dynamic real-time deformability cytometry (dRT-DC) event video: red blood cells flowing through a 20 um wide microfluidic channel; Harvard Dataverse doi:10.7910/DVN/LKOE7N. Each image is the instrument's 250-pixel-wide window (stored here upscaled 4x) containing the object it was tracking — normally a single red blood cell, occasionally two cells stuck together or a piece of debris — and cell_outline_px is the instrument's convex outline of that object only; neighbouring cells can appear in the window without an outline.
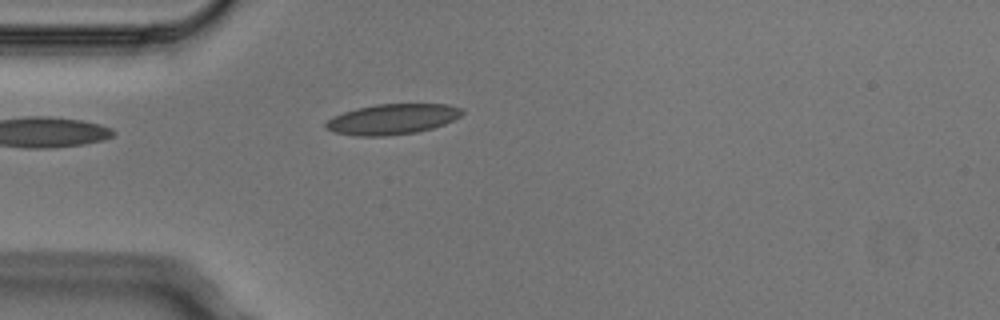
{"species": "Egyptian fruit bat (a non-hibernating species)", "species_latin": "Rousettus aegyptiacus", "temperature_condition": "cold", "stored_images_in_passage": 4, "camera_frame_rate_fps": 3000, "um_per_image_px": 0.085, "animal": {"sex": "male"}, "frame": {"image": 1, "passage_image": 4, "time_ms": 1.0, "image_size_px": [1000, 320], "cell_outline_px": [[464, 112], [460, 116], [444, 124], [432, 128], [416, 132], [384, 136], [356, 136], [336, 132], [328, 128], [324, 124], [332, 116], [356, 108], [376, 104], [448, 104], [464, 108]], "centroid_in_image_um": [33.37, 10.12], "position_along_channel_um": 51.6, "area_um2": 24.1}}